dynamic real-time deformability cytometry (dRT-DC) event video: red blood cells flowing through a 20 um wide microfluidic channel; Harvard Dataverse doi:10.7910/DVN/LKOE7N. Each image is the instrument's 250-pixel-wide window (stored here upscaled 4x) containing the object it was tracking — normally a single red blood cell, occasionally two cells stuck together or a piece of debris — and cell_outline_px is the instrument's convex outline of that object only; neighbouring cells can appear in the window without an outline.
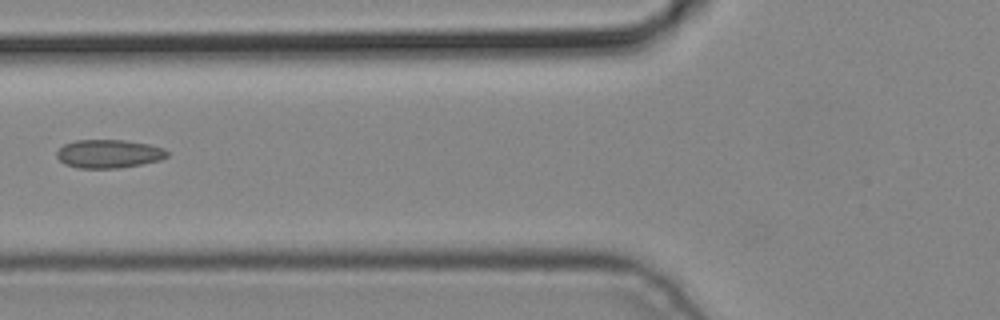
{"species": "common noctule bat (a hibernating species)", "species_latin": "Nyctalus noctula", "temperature_condition": "cold", "stored_images_in_passage": 7, "camera_frame_rate_fps": 3000, "um_per_image_px": 0.085, "animal": {"sex": "male", "body_mass_g": 19.2, "forearm_length_mm": 51.8}, "frame": {"image": 1, "passage_image": 6, "time_ms": 1.667, "image_size_px": [1000, 320], "cell_outline_px": [[168, 156], [160, 160], [120, 168], [76, 168], [64, 164], [56, 156], [56, 152], [64, 144], [76, 140], [124, 140], [148, 144], [164, 148], [168, 152]], "centroid_in_image_um": [9.23, 13.07], "position_along_channel_um": 116.6, "area_um2": 18.32}}
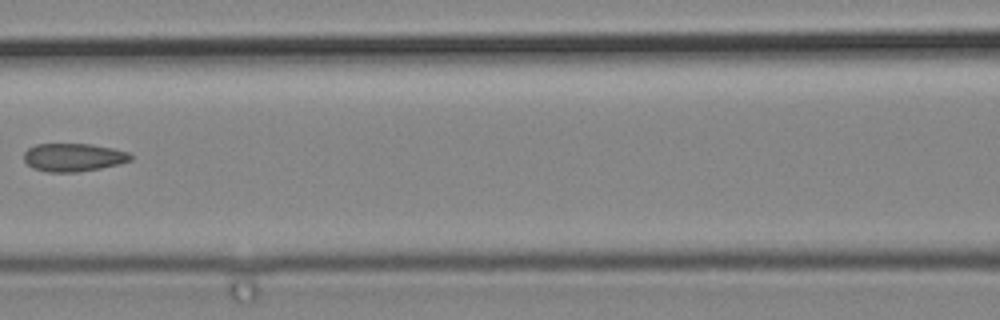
{"frame": {"image": 2, "passage_image": 7, "time_ms": 2.0, "image_size_px": [1000, 320], "cell_outline_px": [[132, 160], [120, 164], [100, 168], [76, 172], [48, 172], [32, 168], [24, 160], [24, 152], [28, 148], [36, 144], [92, 144], [112, 148], [128, 152], [132, 156]], "centroid_in_image_um": [6.24, 13.37], "position_along_channel_um": 160.4, "area_um2": 17.51}}